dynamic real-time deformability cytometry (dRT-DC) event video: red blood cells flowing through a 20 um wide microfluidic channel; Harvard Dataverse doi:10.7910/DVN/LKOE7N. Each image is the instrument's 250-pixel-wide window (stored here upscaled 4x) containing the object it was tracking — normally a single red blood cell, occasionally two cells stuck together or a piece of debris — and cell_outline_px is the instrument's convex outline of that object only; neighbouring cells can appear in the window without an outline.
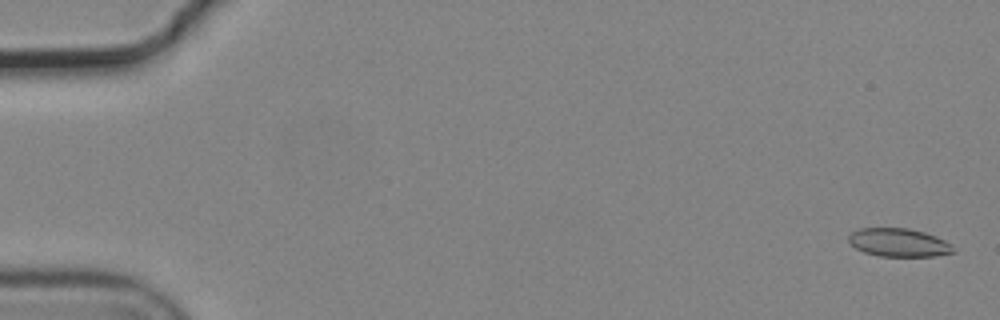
{"species": "common noctule bat (a hibernating species)", "species_latin": "Nyctalus noctula", "temperature_condition": "cold", "stored_images_in_passage": 6, "camera_frame_rate_fps": 3000, "um_per_image_px": 0.085, "animal": {"sex": "male", "body_mass_g": 19.2, "forearm_length_mm": 51.8}, "frame": {"image": 1, "passage_image": 1, "time_ms": 0.0, "image_size_px": [1000, 320], "cell_outline_px": [[956, 252], [936, 256], [880, 256], [864, 252], [856, 248], [848, 240], [848, 236], [852, 232], [860, 228], [908, 228], [924, 232], [936, 236], [952, 244]], "centroid_in_image_um": [76.42, 20.62], "position_along_channel_um": 8.6, "area_um2": 17.28}}
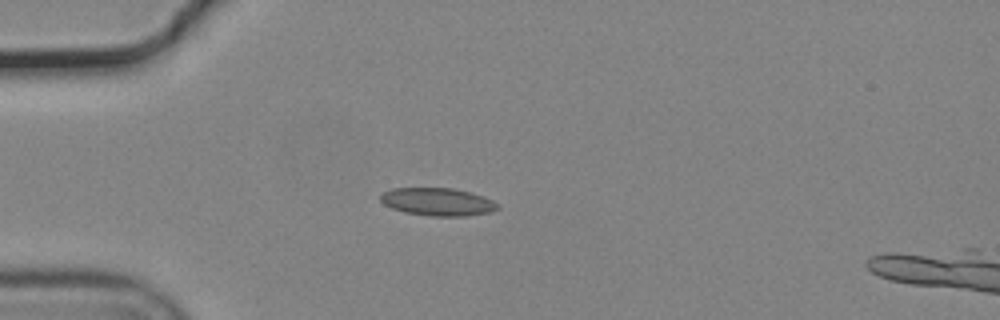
{"frame": {"image": 2, "passage_image": 5, "time_ms": 1.333, "image_size_px": [1000, 320], "cell_outline_px": [[500, 208], [492, 212], [464, 216], [432, 216], [404, 212], [392, 208], [384, 204], [380, 200], [380, 192], [392, 188], [452, 188], [484, 196], [500, 204]], "centroid_in_image_um": [37.2, 17.15], "position_along_channel_um": 47.8, "area_um2": 19.13}}
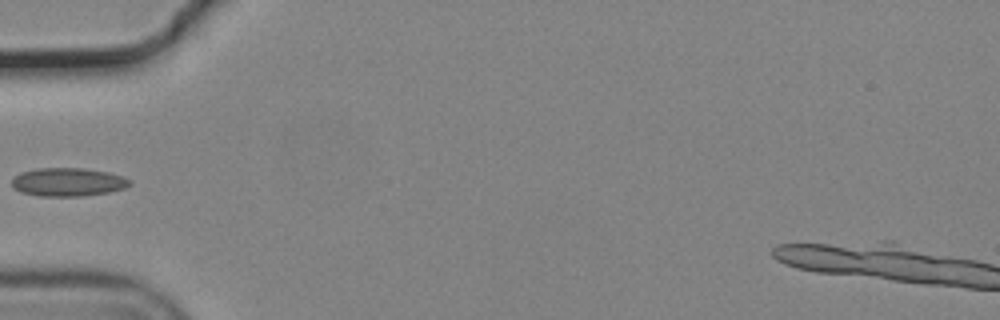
{"frame": {"image": 3, "passage_image": 6, "time_ms": 1.667, "image_size_px": [1000, 320], "cell_outline_px": [[132, 184], [124, 188], [108, 192], [80, 196], [40, 196], [20, 192], [12, 188], [12, 180], [20, 172], [36, 168], [84, 168], [108, 172], [124, 176], [132, 180]], "centroid_in_image_um": [5.78, 15.47], "position_along_channel_um": 79.2, "area_um2": 19.65}}